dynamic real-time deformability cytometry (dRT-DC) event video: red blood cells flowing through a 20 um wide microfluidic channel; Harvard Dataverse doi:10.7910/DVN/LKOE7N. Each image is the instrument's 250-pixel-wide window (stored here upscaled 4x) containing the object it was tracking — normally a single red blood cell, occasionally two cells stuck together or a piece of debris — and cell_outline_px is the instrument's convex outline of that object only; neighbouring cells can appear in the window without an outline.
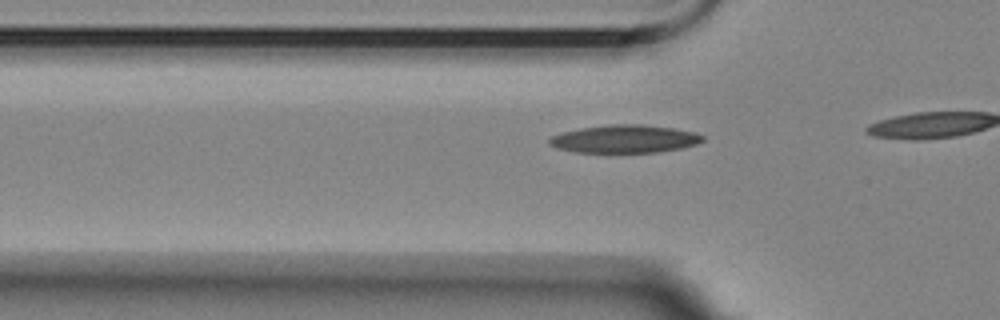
{"species": "Egyptian fruit bat (a non-hibernating species)", "species_latin": "Rousettus aegyptiacus", "temperature_condition": "room temperature", "stored_images_in_passage": 12, "camera_frame_rate_fps": 3000, "um_per_image_px": 0.085, "animal": {"sex": "female"}, "frame": {"image": 1, "passage_image": 9, "time_ms": 2.667, "image_size_px": [1000, 320], "cell_outline_px": [[704, 140], [696, 144], [684, 148], [656, 152], [576, 152], [556, 148], [548, 144], [548, 140], [552, 136], [564, 132], [580, 128], [608, 124], [640, 124], [672, 128], [692, 132], [704, 136]], "centroid_in_image_um": [53.08, 11.81], "position_along_channel_um": 72.7, "area_um2": 24.85}}